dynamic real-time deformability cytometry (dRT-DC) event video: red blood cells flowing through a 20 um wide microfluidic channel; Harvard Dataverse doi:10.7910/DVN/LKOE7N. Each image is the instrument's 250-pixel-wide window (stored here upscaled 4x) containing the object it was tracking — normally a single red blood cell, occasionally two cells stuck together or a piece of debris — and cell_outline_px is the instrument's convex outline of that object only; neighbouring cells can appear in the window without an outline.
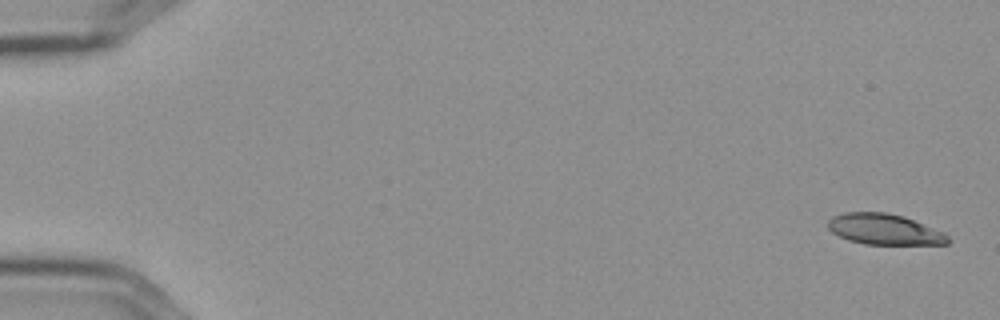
{"species": "Egyptian fruit bat (a non-hibernating species)", "species_latin": "Rousettus aegyptiacus", "temperature_condition": "cold", "stored_images_in_passage": 56, "camera_frame_rate_fps": 3000, "um_per_image_px": 0.085, "frame": {"image": 1, "passage_image": 1, "time_ms": 0.0, "image_size_px": [1000, 320], "cell_outline_px": [[952, 240], [948, 244], [864, 244], [848, 240], [832, 232], [828, 228], [828, 220], [832, 216], [844, 212], [884, 212], [904, 216], [944, 232]], "centroid_in_image_um": [75.18, 19.49], "position_along_channel_um": 9.8, "area_um2": 21.56}}
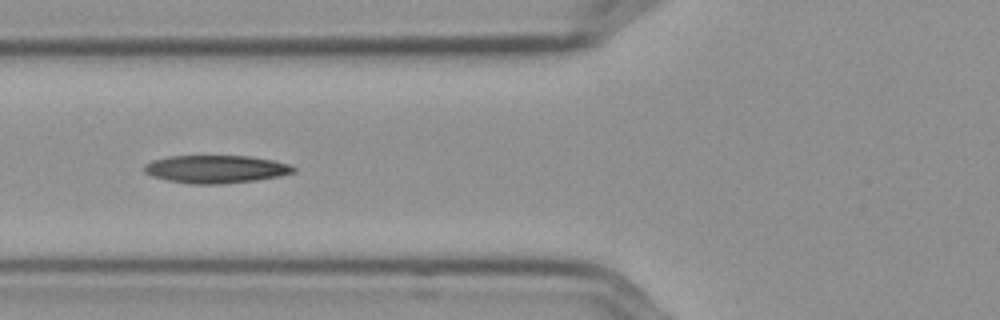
{"frame": {"image": 2, "passage_image": 22, "time_ms": 7.0, "image_size_px": [1000, 320], "cell_outline_px": [[296, 172], [280, 176], [256, 180], [220, 184], [188, 184], [168, 180], [152, 176], [144, 172], [144, 164], [152, 160], [168, 156], [248, 156], [272, 160], [288, 164], [296, 168]], "centroid_in_image_um": [18.33, 14.38], "position_along_channel_um": 107.5, "area_um2": 24.28}}
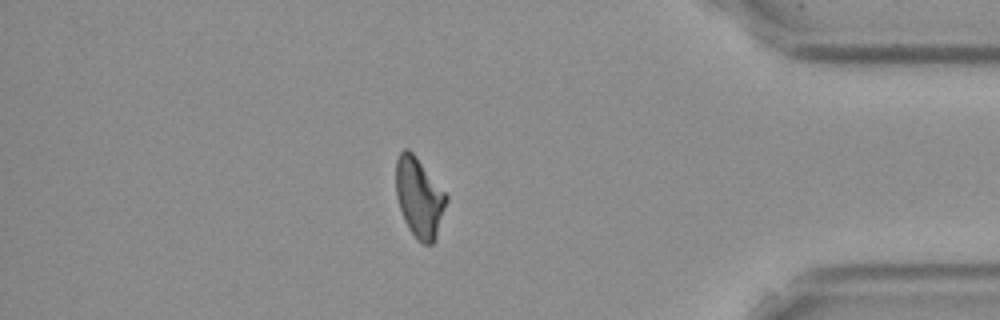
{"frame": {"image": 3, "passage_image": 49, "time_ms": 16.0, "image_size_px": [1000, 320], "cell_outline_px": [[448, 200], [436, 240], [432, 244], [420, 244], [416, 240], [408, 228], [404, 220], [396, 196], [396, 160], [400, 152], [404, 148], [408, 148], [416, 156], [448, 196]], "centroid_in_image_um": [35.64, 16.83], "position_along_channel_um": 399.6, "area_um2": 23.64}}